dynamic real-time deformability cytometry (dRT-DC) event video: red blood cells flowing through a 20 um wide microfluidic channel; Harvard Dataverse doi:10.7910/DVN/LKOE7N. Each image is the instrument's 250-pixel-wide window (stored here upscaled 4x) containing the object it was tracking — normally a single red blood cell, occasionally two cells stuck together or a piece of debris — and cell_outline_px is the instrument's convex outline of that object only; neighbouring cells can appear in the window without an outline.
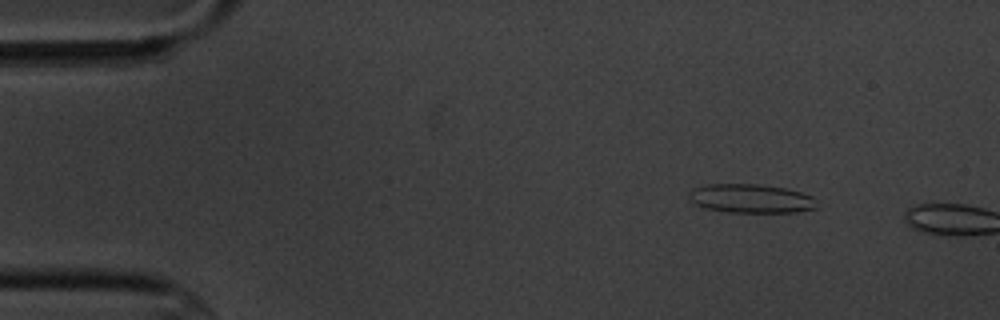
{"species": "common noctule bat (a hibernating species)", "species_latin": "Nyctalus noctula", "temperature_condition": "cold", "stored_images_in_passage": 3, "segment_of_instrument_passage": [1, 2], "camera_frame_rate_fps": 3000, "um_per_image_px": 0.085, "animal": {"sex": "male", "body_mass_g": 20.1, "forearm_length_mm": 53.5}, "frame": {"image": 1, "passage_image": 2, "time_ms": 1.0, "image_size_px": [1000, 320], "cell_outline_px": [[816, 208], [796, 212], [728, 212], [704, 208], [696, 204], [688, 196], [688, 192], [704, 184], [760, 184], [784, 188], [800, 192], [812, 196]], "centroid_in_image_um": [63.79, 16.87], "position_along_channel_um": 21.2, "area_um2": 21.33}}